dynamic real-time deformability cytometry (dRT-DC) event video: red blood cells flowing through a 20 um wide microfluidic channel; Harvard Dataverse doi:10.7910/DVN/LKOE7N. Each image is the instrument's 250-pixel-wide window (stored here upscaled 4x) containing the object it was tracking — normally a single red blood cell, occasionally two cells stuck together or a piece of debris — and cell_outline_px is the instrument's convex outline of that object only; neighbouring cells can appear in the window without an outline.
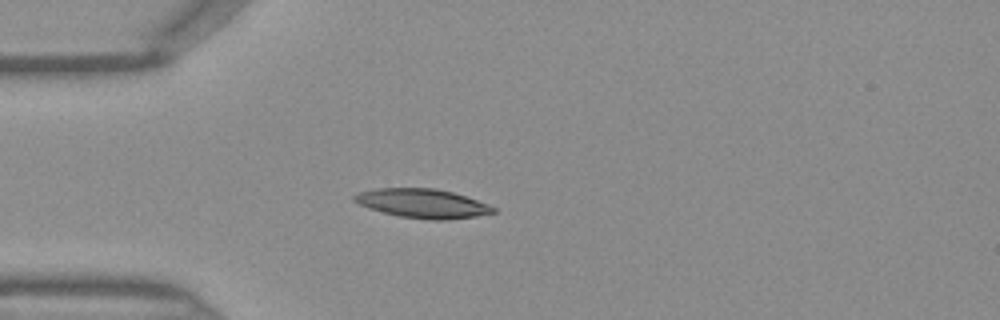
{"species": "Egyptian fruit bat (a non-hibernating species)", "species_latin": "Rousettus aegyptiacus", "temperature_condition": "warm", "stored_images_in_passage": 31, "camera_frame_rate_fps": 3000, "um_per_image_px": 0.085, "frame": {"image": 1, "passage_image": 1, "time_ms": 0.0, "image_size_px": [1000, 320], "cell_outline_px": [[496, 212], [476, 216], [444, 220], [432, 220], [400, 216], [368, 208], [352, 200], [352, 196], [360, 192], [380, 188], [436, 188], [452, 192], [488, 204], [496, 208]], "centroid_in_image_um": [35.92, 17.29], "position_along_channel_um": 49.1, "area_um2": 23.29}}
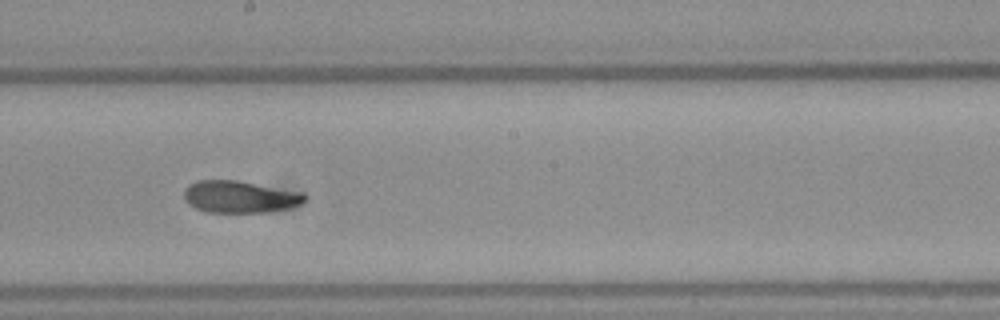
{"frame": {"image": 2, "passage_image": 14, "time_ms": 4.333, "image_size_px": [1000, 320], "cell_outline_px": [[308, 196], [300, 204], [288, 208], [264, 212], [208, 212], [196, 208], [188, 204], [184, 196], [184, 192], [188, 184], [196, 180], [236, 180], [304, 192]], "centroid_in_image_um": [20.39, 16.71], "position_along_channel_um": 227.8, "area_um2": 22.54}}
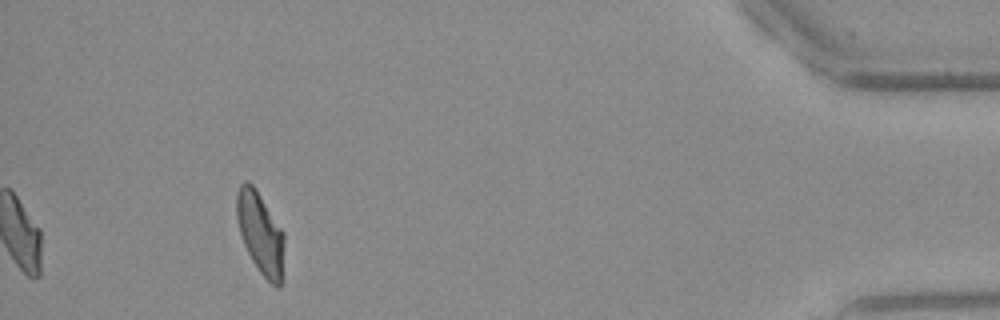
{"frame": {"image": 3, "passage_image": 31, "time_ms": 10.0, "image_size_px": [1000, 320], "cell_outline_px": [[284, 244], [280, 288], [276, 288], [260, 272], [252, 260], [244, 244], [240, 232], [236, 216], [236, 196], [240, 184], [244, 180], [248, 180], [256, 188], [284, 232]], "centroid_in_image_um": [22.12, 19.77], "position_along_channel_um": 413.1, "area_um2": 22.6}}